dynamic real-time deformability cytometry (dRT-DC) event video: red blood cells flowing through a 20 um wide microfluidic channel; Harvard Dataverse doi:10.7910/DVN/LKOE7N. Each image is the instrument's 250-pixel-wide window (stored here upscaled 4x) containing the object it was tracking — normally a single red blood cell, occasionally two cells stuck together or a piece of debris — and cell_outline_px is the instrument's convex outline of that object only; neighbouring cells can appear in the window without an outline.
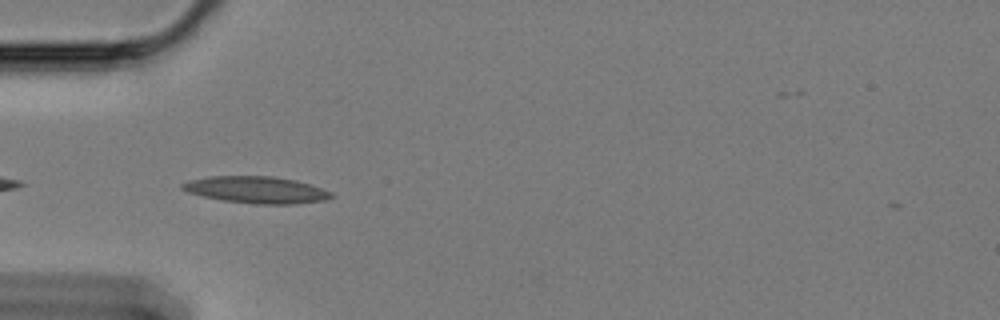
{"species": "Egyptian fruit bat (a non-hibernating species)", "species_latin": "Rousettus aegyptiacus", "temperature_condition": "cold", "stored_images_in_passage": 43, "camera_frame_rate_fps": 3000, "um_per_image_px": 0.085, "animal": {"sex": "female"}, "frame": {"image": 1, "passage_image": 2, "time_ms": 0.333, "image_size_px": [1000, 320], "cell_outline_px": [[336, 196], [324, 200], [296, 204], [256, 204], [224, 200], [204, 196], [188, 192], [180, 188], [180, 184], [188, 180], [208, 176], [272, 176], [296, 180], [332, 192]], "centroid_in_image_um": [21.79, 16.13], "position_along_channel_um": 63.2, "area_um2": 23.24}}
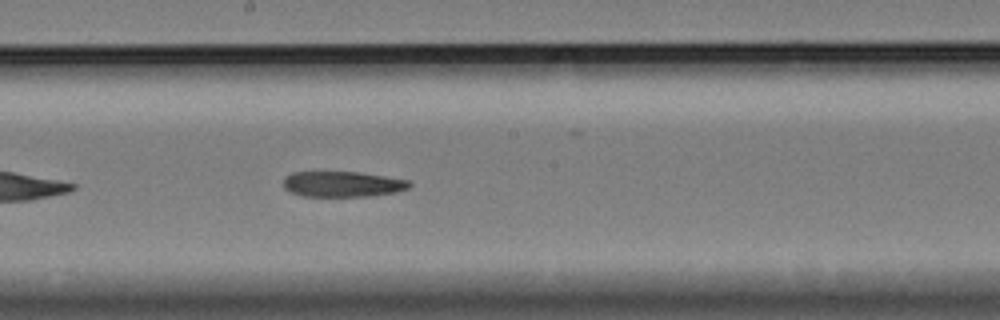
{"frame": {"image": 2, "passage_image": 16, "time_ms": 5.0, "image_size_px": [1000, 320], "cell_outline_px": [[412, 184], [408, 188], [396, 192], [368, 196], [304, 196], [292, 192], [284, 188], [284, 176], [292, 172], [360, 172], [412, 180]], "centroid_in_image_um": [29.15, 15.64], "position_along_channel_um": 219.0, "area_um2": 18.84}}
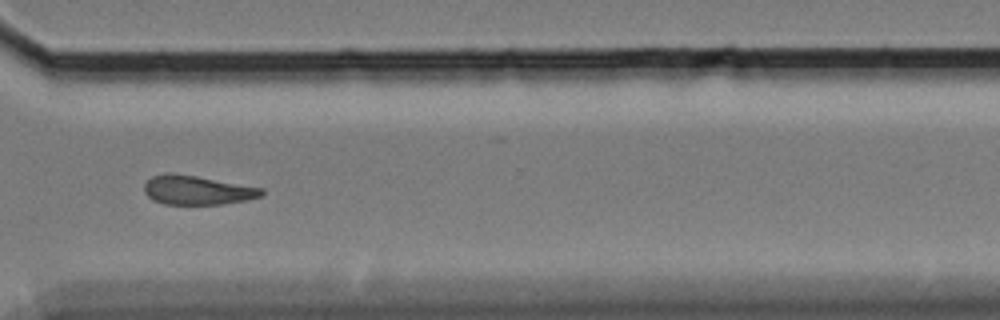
{"frame": {"image": 3, "passage_image": 28, "time_ms": 9.0, "image_size_px": [1000, 320], "cell_outline_px": [[264, 196], [248, 200], [224, 204], [164, 204], [148, 196], [144, 192], [144, 184], [152, 176], [164, 172], [172, 172], [196, 176], [264, 188]], "centroid_in_image_um": [16.79, 16.15], "position_along_channel_um": 353.8, "area_um2": 20.06}}